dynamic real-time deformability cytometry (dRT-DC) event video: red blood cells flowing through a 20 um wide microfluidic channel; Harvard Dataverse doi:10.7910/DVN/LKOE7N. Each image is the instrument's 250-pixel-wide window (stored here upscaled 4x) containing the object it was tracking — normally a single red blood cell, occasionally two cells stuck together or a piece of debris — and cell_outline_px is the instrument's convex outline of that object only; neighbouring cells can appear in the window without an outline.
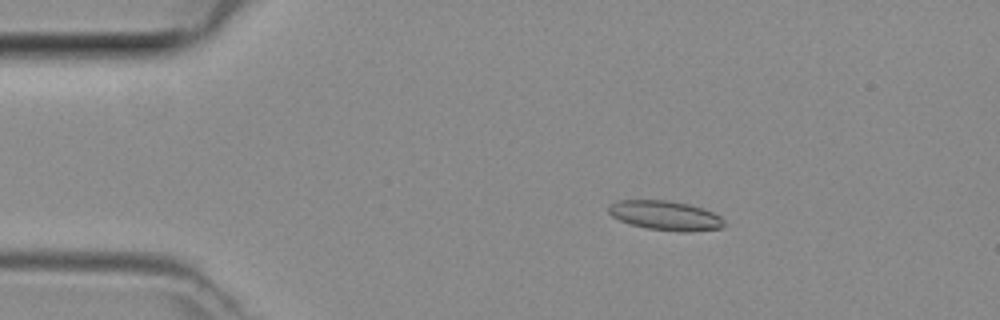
{"species": "common noctule bat (a hibernating species)", "species_latin": "Nyctalus noctula", "temperature_condition": "room temperature", "stored_images_in_passage": 46, "camera_frame_rate_fps": 3000, "um_per_image_px": 0.085, "animal": {"sex": "female", "body_mass_g": 29.2, "forearm_length_mm": 56.3}, "frame": {"image": 1, "passage_image": 8, "time_ms": 2.333, "image_size_px": [1000, 320], "cell_outline_px": [[724, 228], [688, 232], [680, 232], [648, 228], [628, 224], [612, 216], [608, 212], [608, 208], [616, 200], [668, 200], [688, 204], [704, 208], [720, 216], [724, 220]], "centroid_in_image_um": [56.57, 18.32], "position_along_channel_um": 28.4, "area_um2": 19.94}}
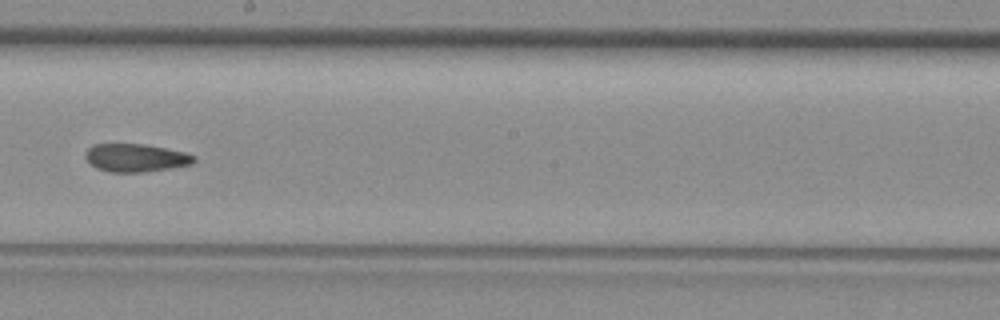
{"frame": {"image": 2, "passage_image": 26, "time_ms": 8.333, "image_size_px": [1000, 320], "cell_outline_px": [[196, 160], [192, 164], [172, 168], [144, 172], [108, 172], [96, 168], [84, 156], [84, 152], [92, 144], [144, 144], [184, 152], [196, 156]], "centroid_in_image_um": [11.53, 13.41], "position_along_channel_um": 236.7, "area_um2": 17.8}}
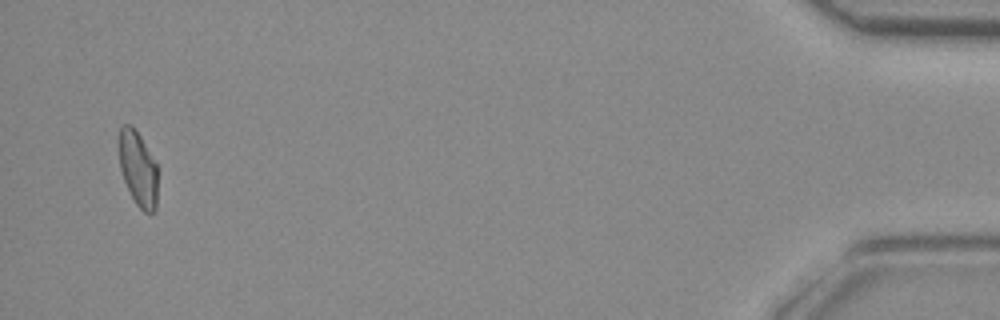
{"frame": {"image": 3, "passage_image": 45, "time_ms": 14.667, "image_size_px": [1000, 320], "cell_outline_px": [[156, 208], [152, 212], [144, 212], [136, 204], [124, 180], [120, 168], [120, 128], [124, 124], [132, 124], [140, 136], [156, 164]], "centroid_in_image_um": [11.73, 14.33], "position_along_channel_um": 423.5, "area_um2": 16.36}}